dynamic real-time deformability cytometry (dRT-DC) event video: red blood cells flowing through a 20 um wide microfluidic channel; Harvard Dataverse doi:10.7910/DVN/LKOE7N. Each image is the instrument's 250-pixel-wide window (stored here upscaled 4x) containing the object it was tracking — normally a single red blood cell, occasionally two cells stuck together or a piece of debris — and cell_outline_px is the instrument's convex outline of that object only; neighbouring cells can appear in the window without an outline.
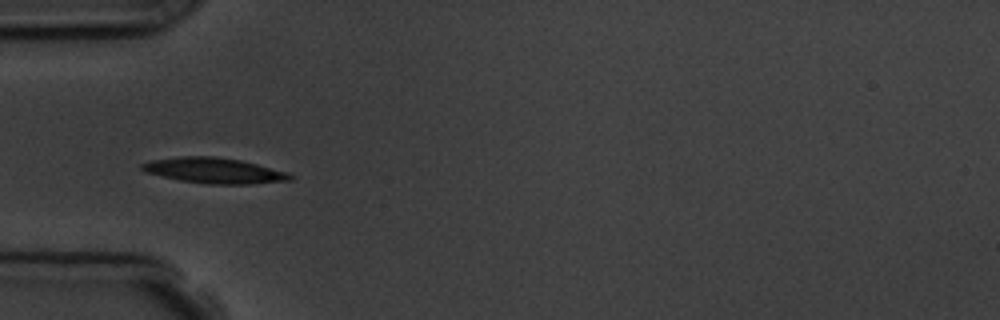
{"species": "common noctule bat (a hibernating species)", "species_latin": "Nyctalus noctula", "temperature_condition": "room temperature", "stored_images_in_passage": 10, "camera_frame_rate_fps": 3000, "um_per_image_px": 0.085, "animal": {"sex": "male", "body_mass_g": 19.5, "forearm_length_mm": 54.6}, "frame": {"image": 1, "passage_image": 4, "time_ms": 4.333, "image_size_px": [1000, 320], "cell_outline_px": [[292, 180], [248, 184], [208, 184], [180, 180], [144, 172], [140, 168], [140, 164], [152, 160], [180, 156], [212, 156], [240, 160], [288, 172], [292, 176]], "centroid_in_image_um": [18.17, 14.49], "position_along_channel_um": 66.8, "area_um2": 21.91}}